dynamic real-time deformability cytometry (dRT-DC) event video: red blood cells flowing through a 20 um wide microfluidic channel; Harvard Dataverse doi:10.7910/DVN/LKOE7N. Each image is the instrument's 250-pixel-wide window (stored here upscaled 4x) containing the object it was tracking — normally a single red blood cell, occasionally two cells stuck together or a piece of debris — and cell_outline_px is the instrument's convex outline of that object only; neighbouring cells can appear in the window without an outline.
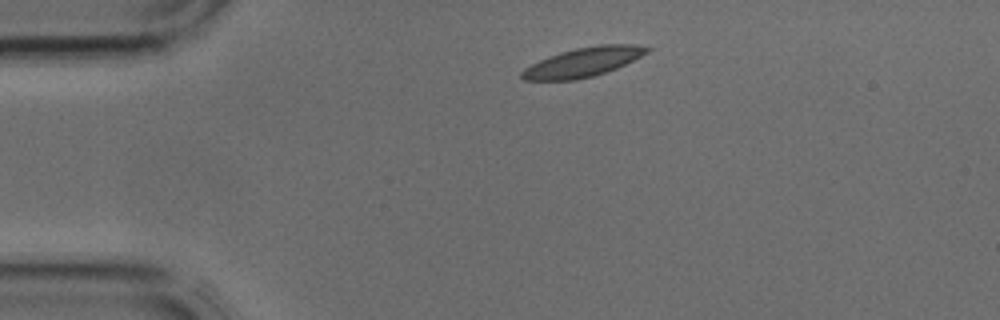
{"species": "common noctule bat (a hibernating species)", "species_latin": "Nyctalus noctula", "temperature_condition": "cold", "stored_images_in_passage": 27, "camera_frame_rate_fps": 3000, "um_per_image_px": 0.085, "animal": {"sex": "male", "body_mass_g": 17.9, "forearm_length_mm": 54.2}, "frame": {"image": 1, "passage_image": 1, "time_ms": 0.0, "image_size_px": [1000, 320], "cell_outline_px": [[652, 48], [648, 52], [616, 68], [592, 76], [576, 80], [524, 80], [520, 76], [520, 72], [524, 68], [548, 56], [560, 52], [576, 48], [600, 44], [632, 44]], "centroid_in_image_um": [49.53, 5.28], "position_along_channel_um": 35.5, "area_um2": 21.1}}
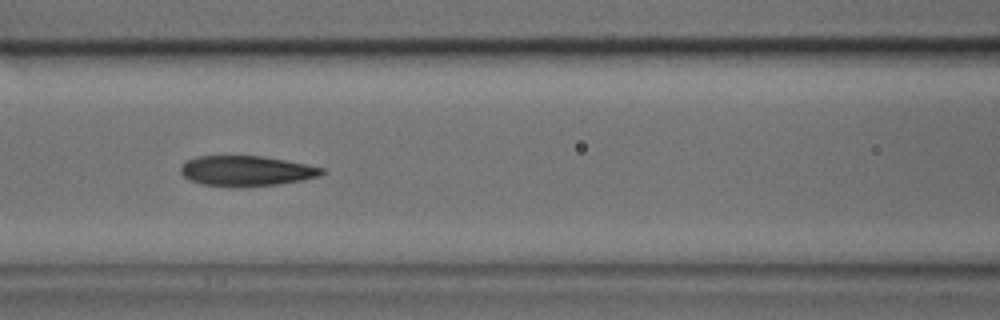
{"frame": {"image": 2, "passage_image": 8, "time_ms": 2.333, "image_size_px": [1000, 320], "cell_outline_px": [[328, 172], [320, 176], [300, 180], [276, 184], [200, 184], [188, 180], [180, 172], [180, 168], [188, 160], [196, 156], [264, 156], [324, 168]], "centroid_in_image_um": [20.95, 14.48], "position_along_channel_um": 145.6, "area_um2": 23.93}}
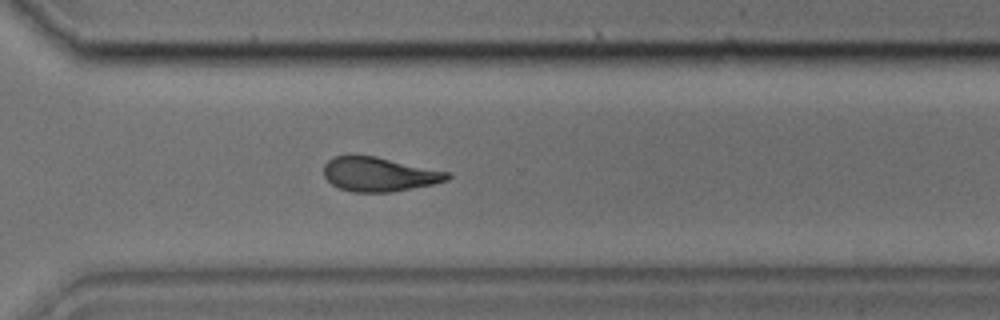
{"frame": {"image": 3, "passage_image": 20, "time_ms": 6.333, "image_size_px": [1000, 320], "cell_outline_px": [[452, 176], [448, 180], [432, 184], [392, 192], [352, 192], [340, 188], [332, 184], [324, 176], [324, 164], [332, 156], [376, 156], [452, 172]], "centroid_in_image_um": [32.26, 14.81], "position_along_channel_um": 338.3, "area_um2": 24.74}}